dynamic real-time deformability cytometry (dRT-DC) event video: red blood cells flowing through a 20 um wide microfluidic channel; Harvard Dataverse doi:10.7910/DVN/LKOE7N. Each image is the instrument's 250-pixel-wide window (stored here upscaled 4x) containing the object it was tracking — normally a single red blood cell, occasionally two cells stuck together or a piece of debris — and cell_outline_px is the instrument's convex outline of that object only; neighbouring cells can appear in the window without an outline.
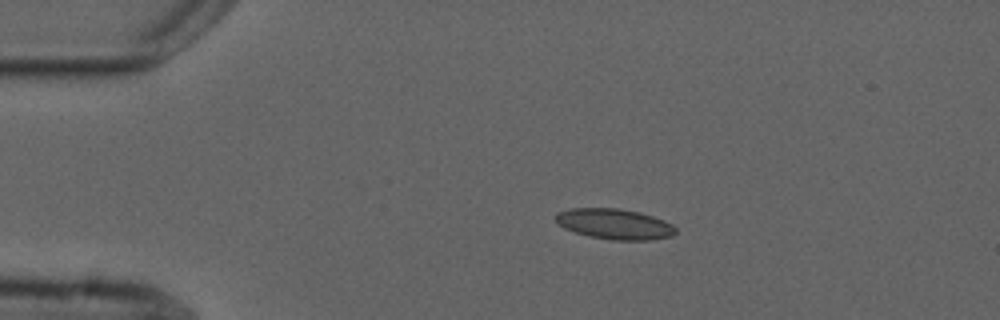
{"species": "common noctule bat (a hibernating species)", "species_latin": "Nyctalus noctula", "temperature_condition": "cold", "stored_images_in_passage": 6, "camera_frame_rate_fps": 3000, "um_per_image_px": 0.085, "animal": {"sex": "male", "forearm_length_mm": 52.5}, "frame": {"image": 1, "passage_image": 2, "time_ms": 1.333, "image_size_px": [1000, 320], "cell_outline_px": [[676, 232], [672, 236], [648, 240], [612, 240], [588, 236], [564, 228], [556, 220], [556, 212], [572, 208], [620, 208], [640, 212], [664, 220], [672, 224], [676, 228]], "centroid_in_image_um": [52.25, 19.04], "position_along_channel_um": 32.7, "area_um2": 21.33}}
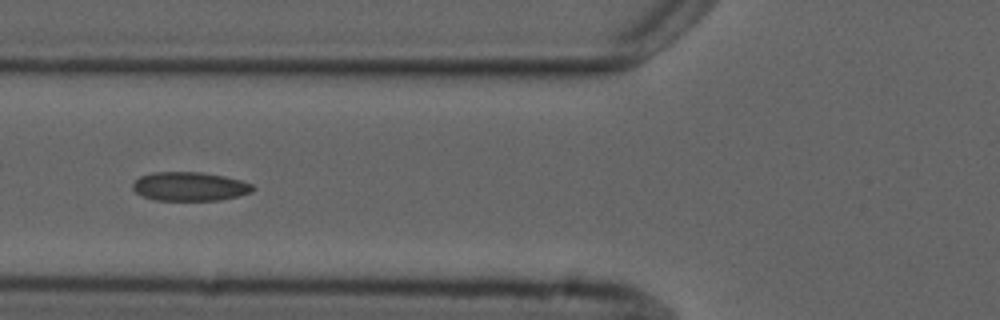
{"frame": {"image": 2, "passage_image": 4, "time_ms": 4.667, "image_size_px": [1000, 320], "cell_outline_px": [[256, 188], [252, 192], [220, 200], [156, 200], [144, 196], [136, 192], [132, 188], [132, 184], [140, 176], [152, 172], [200, 172], [224, 176], [240, 180], [252, 184]], "centroid_in_image_um": [16.13, 15.84], "position_along_channel_um": 109.7, "area_um2": 20.11}}
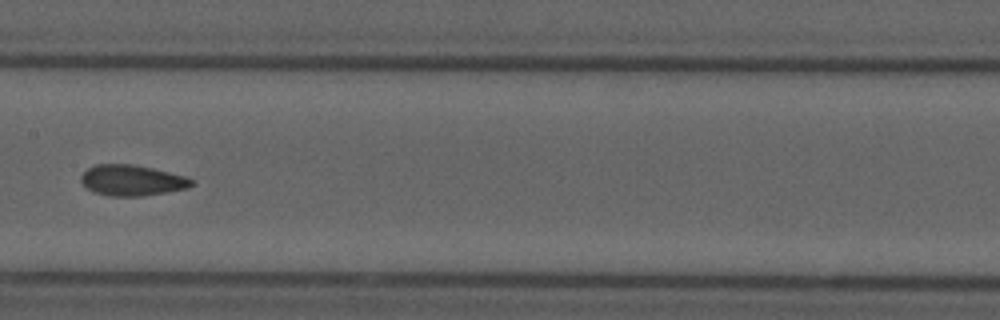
{"frame": {"image": 3, "passage_image": 6, "time_ms": 7.0, "image_size_px": [1000, 320], "cell_outline_px": [[196, 184], [188, 188], [140, 196], [108, 196], [92, 192], [80, 180], [80, 176], [88, 168], [96, 164], [132, 164], [152, 168], [184, 176], [192, 180]], "centroid_in_image_um": [11.19, 15.33], "position_along_channel_um": 196.2, "area_um2": 19.71}}